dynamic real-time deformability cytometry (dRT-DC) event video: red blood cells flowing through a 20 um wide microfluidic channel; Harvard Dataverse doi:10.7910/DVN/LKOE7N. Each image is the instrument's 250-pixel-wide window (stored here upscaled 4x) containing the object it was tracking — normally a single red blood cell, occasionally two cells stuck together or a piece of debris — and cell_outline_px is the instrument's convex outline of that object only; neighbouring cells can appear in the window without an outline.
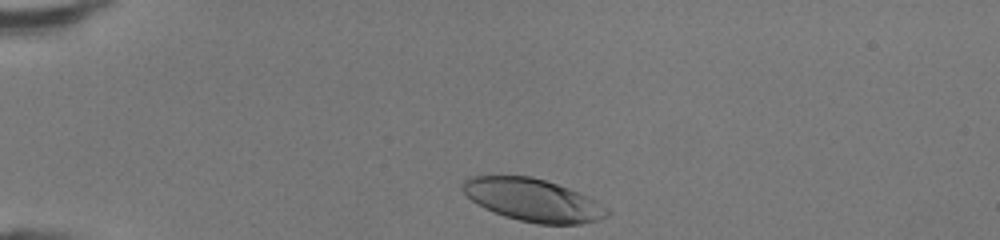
{"species": "human", "species_latin": "Homo sapiens", "temperature_condition": "room temperature", "stored_images_in_passage": 30, "camera_frame_rate_fps": 3000, "um_per_image_px": 0.085, "donor": {"sex": "female"}, "frame": {"image": 1, "passage_image": 1, "time_ms": 0.0, "image_size_px": [1000, 240], "cell_outline_px": [[612, 212], [600, 220], [580, 224], [536, 224], [504, 216], [484, 208], [472, 200], [464, 192], [460, 184], [468, 176], [532, 176], [580, 192], [596, 200], [608, 208]], "centroid_in_image_um": [45.33, 17.01], "position_along_channel_um": 39.7, "area_um2": 35.95}}
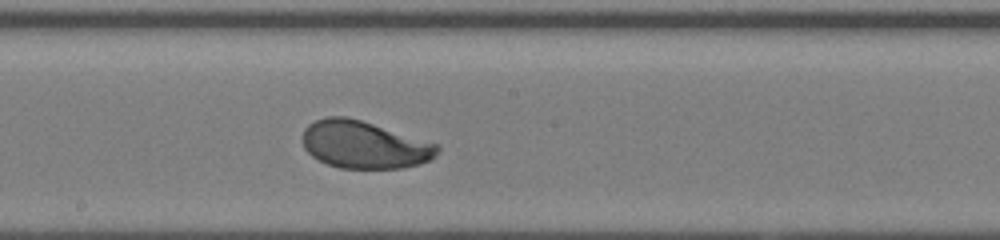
{"frame": {"image": 2, "passage_image": 17, "time_ms": 5.333, "image_size_px": [1000, 240], "cell_outline_px": [[440, 148], [436, 156], [428, 160], [404, 168], [340, 168], [328, 164], [312, 156], [304, 148], [304, 128], [308, 124], [316, 120], [328, 116], [348, 116], [440, 144]], "centroid_in_image_um": [30.98, 12.29], "position_along_channel_um": 217.2, "area_um2": 37.22}}
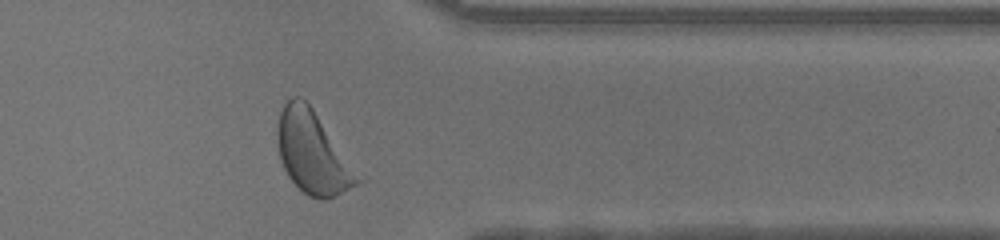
{"frame": {"image": 3, "passage_image": 29, "time_ms": 9.333, "image_size_px": [1000, 240], "cell_outline_px": [[356, 184], [328, 200], [320, 200], [308, 196], [288, 176], [280, 160], [276, 136], [276, 128], [280, 112], [284, 104], [292, 96], [300, 96], [312, 108], [356, 180]], "centroid_in_image_um": [26.39, 12.96], "position_along_channel_um": 385.0, "area_um2": 35.89}, "authors_computed_cell_mechanics": {"area_um2": 37.1076, "velocity_mm_per_s": 4.3105, "shape_relaxation_time_tau1_ms": 1.7811, "shape_relaxation_time_tau2_ms": null, "deformation_change_tau1": 0.1266, "deformation_change_tau2": null}}